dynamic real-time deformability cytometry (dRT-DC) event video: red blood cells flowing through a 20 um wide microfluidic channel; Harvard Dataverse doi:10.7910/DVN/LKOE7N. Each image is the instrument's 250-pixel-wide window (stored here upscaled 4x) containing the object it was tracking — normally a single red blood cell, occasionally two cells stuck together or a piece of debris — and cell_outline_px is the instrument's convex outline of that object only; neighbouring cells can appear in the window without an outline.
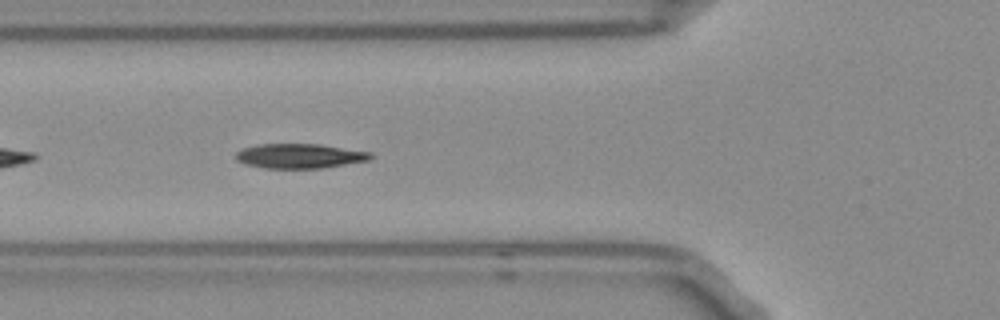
{"species": "Egyptian fruit bat (a non-hibernating species)", "species_latin": "Rousettus aegyptiacus", "temperature_condition": "room temperature", "stored_images_in_passage": 26, "camera_frame_rate_fps": 3000, "um_per_image_px": 0.085, "frame": {"image": 1, "passage_image": 5, "time_ms": 1.333, "image_size_px": [1000, 320], "cell_outline_px": [[372, 156], [368, 160], [320, 168], [264, 168], [244, 164], [236, 160], [236, 152], [244, 148], [256, 144], [320, 144], [372, 152]], "centroid_in_image_um": [25.43, 13.25], "position_along_channel_um": 100.4, "area_um2": 19.25}, "authors_computed_cell_mechanics": {"area_um2": 19.9699, "velocity_mm_per_s": 3.7286, "shape_relaxation_time_tau1_ms": 4.0274, "shape_relaxation_time_tau2_ms": 5.0356, "deformation_change_tau1": 0.1482, "deformation_change_tau2": 0.0765}}